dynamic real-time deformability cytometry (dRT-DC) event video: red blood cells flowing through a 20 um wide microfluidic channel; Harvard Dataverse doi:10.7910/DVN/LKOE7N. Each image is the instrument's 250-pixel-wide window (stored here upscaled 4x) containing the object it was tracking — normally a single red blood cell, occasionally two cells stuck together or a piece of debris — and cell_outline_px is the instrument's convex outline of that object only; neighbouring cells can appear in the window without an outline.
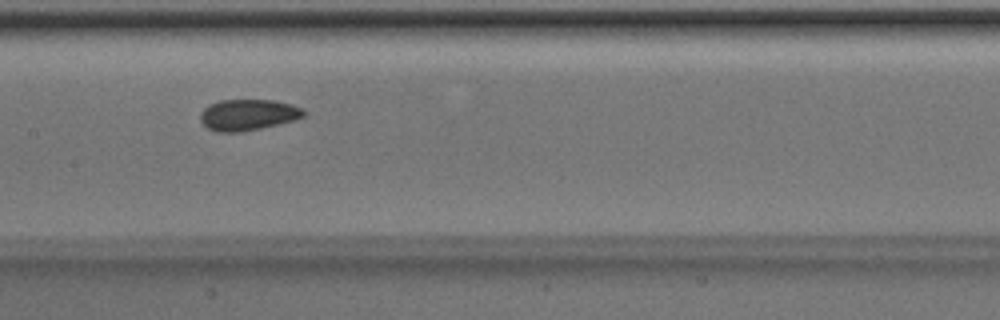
{"species": "Egyptian fruit bat (a non-hibernating species)", "species_latin": "Rousettus aegyptiacus", "temperature_condition": "room temperature", "stored_images_in_passage": 45, "camera_frame_rate_fps": 3000, "um_per_image_px": 0.085, "animal": {"sex": "male"}, "frame": {"image": 1, "passage_image": 20, "time_ms": 6.333, "image_size_px": [1000, 320], "cell_outline_px": [[304, 116], [292, 120], [260, 128], [240, 132], [216, 132], [208, 128], [200, 120], [200, 112], [208, 104], [220, 100], [276, 100], [292, 104], [300, 108], [304, 112]], "centroid_in_image_um": [21.02, 9.75], "position_along_channel_um": 186.4, "area_um2": 18.61}}
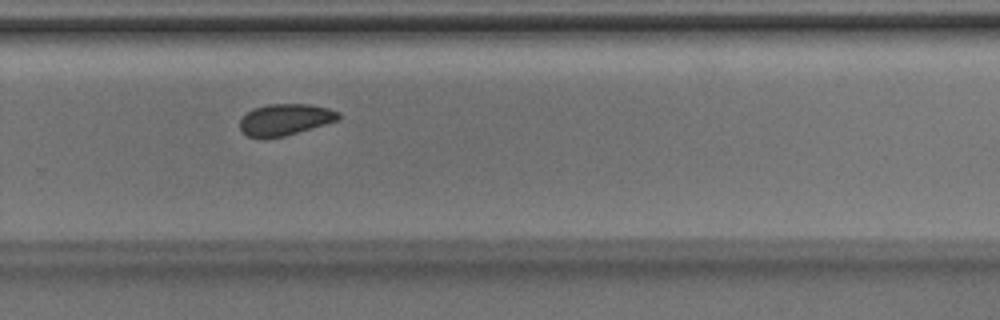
{"frame": {"image": 2, "passage_image": 29, "time_ms": 9.333, "image_size_px": [1000, 320], "cell_outline_px": [[340, 116], [336, 120], [324, 124], [284, 136], [264, 140], [260, 140], [248, 136], [240, 128], [240, 120], [252, 108], [268, 104], [308, 104], [328, 108], [340, 112]], "centroid_in_image_um": [24.18, 10.18], "position_along_channel_um": 305.6, "area_um2": 18.09}}
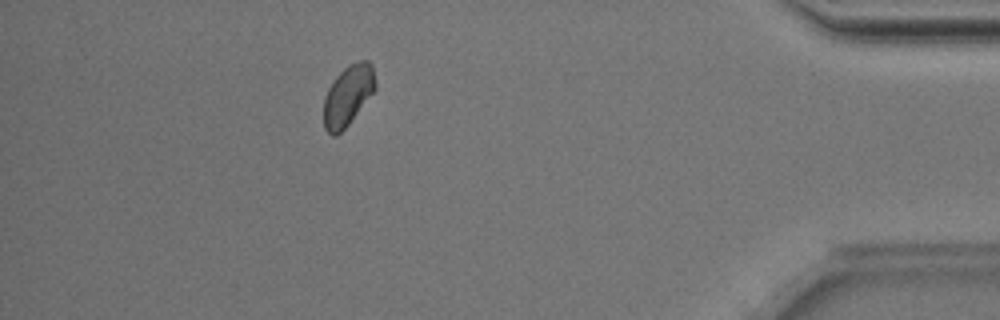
{"frame": {"image": 3, "passage_image": 40, "time_ms": 13.0, "image_size_px": [1000, 320], "cell_outline_px": [[376, 88], [348, 124], [336, 136], [332, 136], [324, 128], [324, 96], [328, 88], [336, 76], [348, 64], [360, 60], [368, 60], [372, 64], [376, 84]], "centroid_in_image_um": [29.57, 8.09], "position_along_channel_um": 405.6, "area_um2": 18.03}}